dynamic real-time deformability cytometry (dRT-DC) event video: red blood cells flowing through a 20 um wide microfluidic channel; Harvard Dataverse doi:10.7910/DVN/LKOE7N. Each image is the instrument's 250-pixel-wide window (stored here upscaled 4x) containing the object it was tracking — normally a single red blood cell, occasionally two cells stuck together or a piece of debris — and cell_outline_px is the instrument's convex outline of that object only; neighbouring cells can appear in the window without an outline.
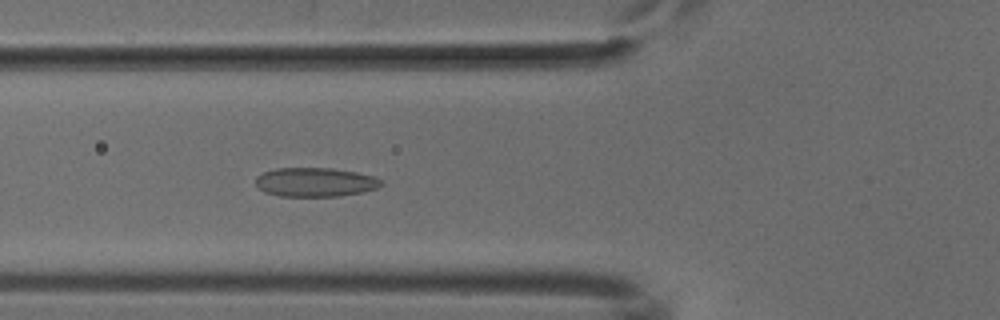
{"species": "common noctule bat (a hibernating species)", "species_latin": "Nyctalus noctula", "temperature_condition": "cold", "stored_images_in_passage": 52, "camera_frame_rate_fps": 3000, "um_per_image_px": 0.085, "animal": {"sex": "male", "body_mass_g": 18.8}, "frame": {"image": 1, "passage_image": 19, "time_ms": 6.0, "image_size_px": [1000, 320], "cell_outline_px": [[384, 184], [376, 188], [360, 192], [336, 196], [280, 196], [264, 192], [256, 184], [256, 176], [264, 172], [276, 168], [332, 168], [356, 172], [376, 176]], "centroid_in_image_um": [26.79, 15.47], "position_along_channel_um": 99.0, "area_um2": 21.15}}
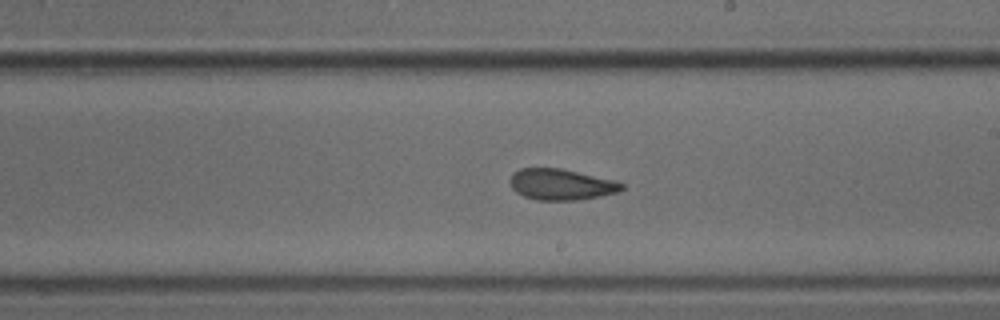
{"frame": {"image": 2, "passage_image": 30, "time_ms": 9.667, "image_size_px": [1000, 320], "cell_outline_px": [[624, 188], [620, 192], [600, 196], [576, 200], [536, 200], [524, 196], [516, 192], [512, 188], [512, 172], [520, 168], [560, 168], [616, 180], [624, 184]], "centroid_in_image_um": [47.74, 15.68], "position_along_channel_um": 241.3, "area_um2": 20.23}}
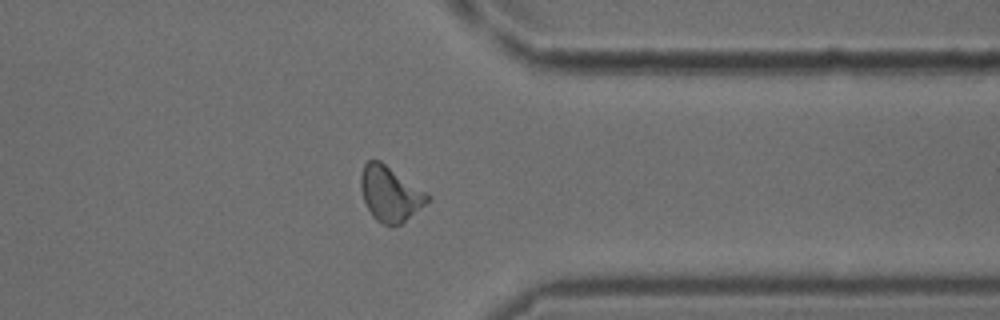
{"frame": {"image": 3, "passage_image": 41, "time_ms": 13.333, "image_size_px": [1000, 320], "cell_outline_px": [[432, 200], [400, 224], [384, 224], [376, 220], [372, 216], [364, 200], [360, 188], [360, 176], [364, 164], [368, 160], [380, 160], [432, 196]], "centroid_in_image_um": [33.17, 16.45], "position_along_channel_um": 378.2, "area_um2": 21.33}}